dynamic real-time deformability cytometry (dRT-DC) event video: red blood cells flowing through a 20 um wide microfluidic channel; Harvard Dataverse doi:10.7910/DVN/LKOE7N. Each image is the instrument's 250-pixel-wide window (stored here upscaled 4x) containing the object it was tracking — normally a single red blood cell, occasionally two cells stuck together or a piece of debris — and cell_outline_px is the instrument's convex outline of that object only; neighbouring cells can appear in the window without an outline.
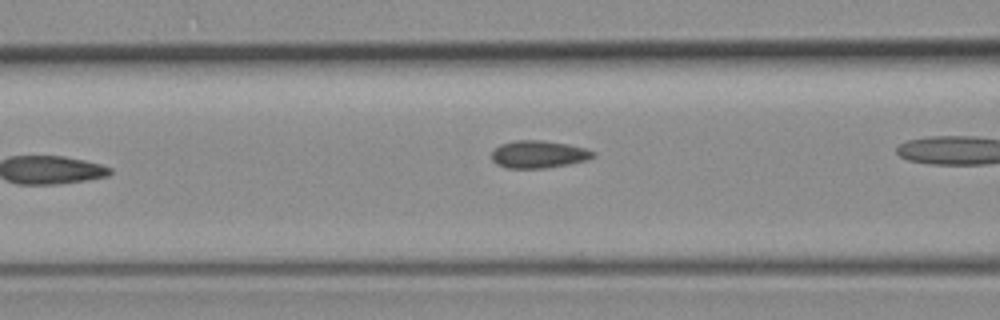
{"species": "common noctule bat (a hibernating species)", "species_latin": "Nyctalus noctula", "temperature_condition": "room temperature", "stored_images_in_passage": 9, "camera_frame_rate_fps": 3000, "um_per_image_px": 0.085, "animal": {"sex": "female", "body_mass_g": 19.3, "forearm_length_mm": 54.1}, "frame": {"image": 1, "passage_image": 7, "time_ms": 7.0, "image_size_px": [1000, 320], "cell_outline_px": [[596, 156], [588, 160], [548, 168], [504, 168], [496, 164], [492, 160], [492, 152], [500, 144], [516, 140], [540, 140], [568, 144], [584, 148], [596, 152]], "centroid_in_image_um": [45.79, 13.12], "position_along_channel_um": 120.8, "area_um2": 16.36}}